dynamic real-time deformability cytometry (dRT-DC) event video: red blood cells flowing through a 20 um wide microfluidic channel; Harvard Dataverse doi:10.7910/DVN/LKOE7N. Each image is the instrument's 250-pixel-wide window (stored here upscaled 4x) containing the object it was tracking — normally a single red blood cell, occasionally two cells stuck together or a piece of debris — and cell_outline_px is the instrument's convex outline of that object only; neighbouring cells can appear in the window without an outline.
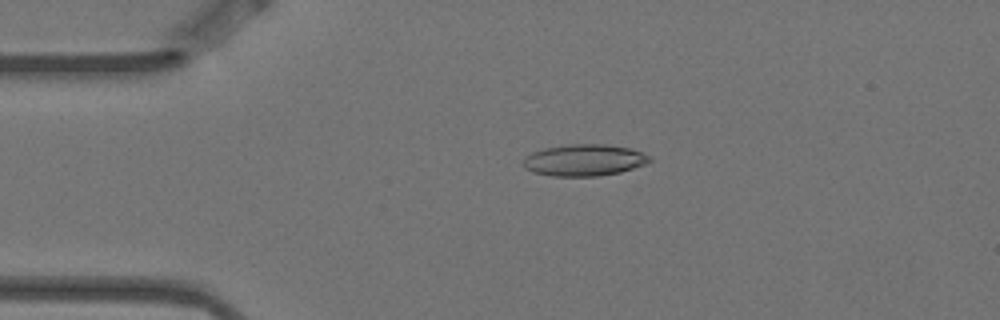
{"species": "Egyptian fruit bat (a non-hibernating species)", "species_latin": "Rousettus aegyptiacus", "temperature_condition": "warm", "stored_images_in_passage": 5, "camera_frame_rate_fps": 3000, "um_per_image_px": 0.085, "animal": {"sex": "female"}, "frame": {"image": 1, "passage_image": 4, "time_ms": 1.0, "image_size_px": [1000, 320], "cell_outline_px": [[652, 160], [644, 164], [620, 172], [596, 176], [552, 176], [532, 172], [524, 168], [524, 156], [532, 152], [544, 148], [572, 144], [604, 144], [632, 148], [652, 156]], "centroid_in_image_um": [49.66, 13.6], "position_along_channel_um": 35.3, "area_um2": 23.35}}